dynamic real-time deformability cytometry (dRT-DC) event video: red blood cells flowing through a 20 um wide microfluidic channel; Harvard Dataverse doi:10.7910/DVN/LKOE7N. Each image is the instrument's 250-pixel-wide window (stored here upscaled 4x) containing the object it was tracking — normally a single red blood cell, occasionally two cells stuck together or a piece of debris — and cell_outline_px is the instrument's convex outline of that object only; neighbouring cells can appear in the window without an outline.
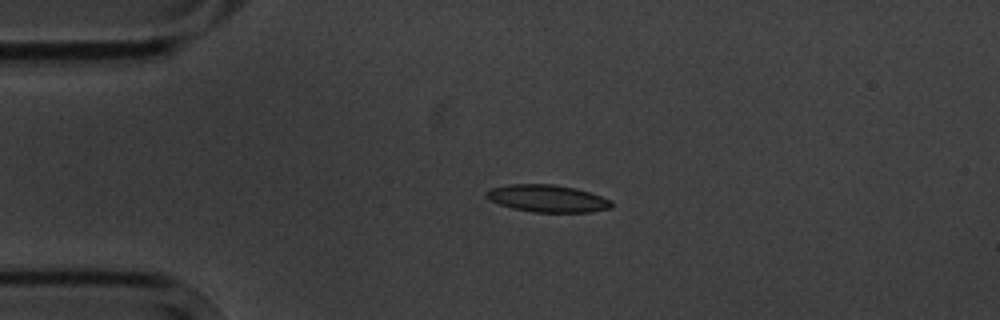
{"species": "common noctule bat (a hibernating species)", "species_latin": "Nyctalus noctula", "temperature_condition": "cold", "stored_images_in_passage": 3, "camera_frame_rate_fps": 3000, "um_per_image_px": 0.085, "animal": {"sex": "male", "body_mass_g": 20.1, "forearm_length_mm": 53.5}, "frame": {"image": 1, "passage_image": 1, "time_ms": 0.0, "image_size_px": [1000, 320], "cell_outline_px": [[612, 208], [592, 212], [532, 212], [512, 208], [488, 200], [484, 196], [484, 192], [492, 188], [508, 184], [556, 184], [576, 188], [612, 200]], "centroid_in_image_um": [46.51, 16.87], "position_along_channel_um": 38.5, "area_um2": 20.06}}
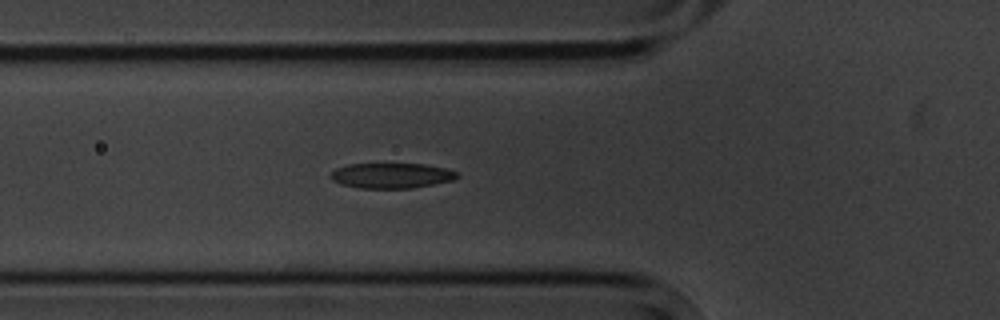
{"frame": {"image": 2, "passage_image": 3, "time_ms": 2.333, "image_size_px": [1000, 320], "cell_outline_px": [[460, 176], [452, 180], [412, 188], [360, 188], [340, 184], [332, 180], [328, 176], [336, 168], [348, 164], [424, 164], [444, 168], [456, 172]], "centroid_in_image_um": [33.23, 14.92], "position_along_channel_um": 92.6, "area_um2": 18.5}}